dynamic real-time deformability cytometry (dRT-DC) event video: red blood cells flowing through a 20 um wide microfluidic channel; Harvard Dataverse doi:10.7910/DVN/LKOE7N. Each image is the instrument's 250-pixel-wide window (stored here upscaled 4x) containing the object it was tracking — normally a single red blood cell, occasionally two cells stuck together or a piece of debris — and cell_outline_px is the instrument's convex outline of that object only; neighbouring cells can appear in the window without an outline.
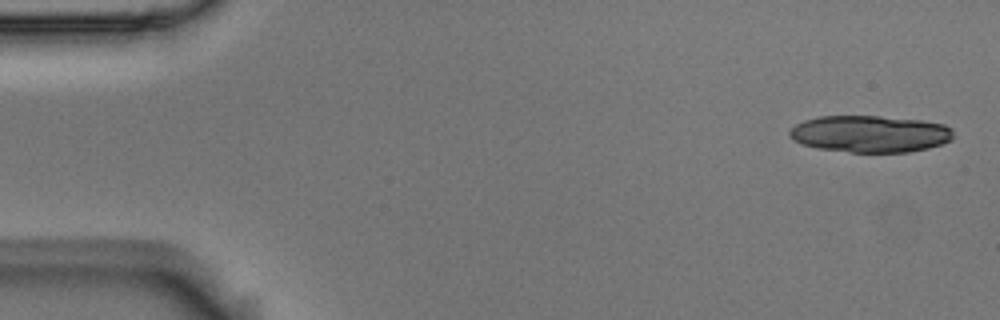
{"species": "Egyptian fruit bat (a non-hibernating species)", "species_latin": "Rousettus aegyptiacus", "temperature_condition": "room temperature", "stored_images_in_passage": 5, "camera_frame_rate_fps": 3000, "um_per_image_px": 0.085, "animal": {"sex": "male"}, "frame": {"image": 1, "passage_image": 1, "time_ms": 0.0, "image_size_px": [1000, 320], "cell_outline_px": [[952, 140], [928, 148], [908, 152], [852, 152], [816, 148], [792, 140], [788, 132], [796, 124], [804, 120], [820, 116], [880, 116], [920, 120], [944, 124], [952, 128]], "centroid_in_image_um": [73.95, 11.38], "position_along_channel_um": 11.1, "area_um2": 35.14}}